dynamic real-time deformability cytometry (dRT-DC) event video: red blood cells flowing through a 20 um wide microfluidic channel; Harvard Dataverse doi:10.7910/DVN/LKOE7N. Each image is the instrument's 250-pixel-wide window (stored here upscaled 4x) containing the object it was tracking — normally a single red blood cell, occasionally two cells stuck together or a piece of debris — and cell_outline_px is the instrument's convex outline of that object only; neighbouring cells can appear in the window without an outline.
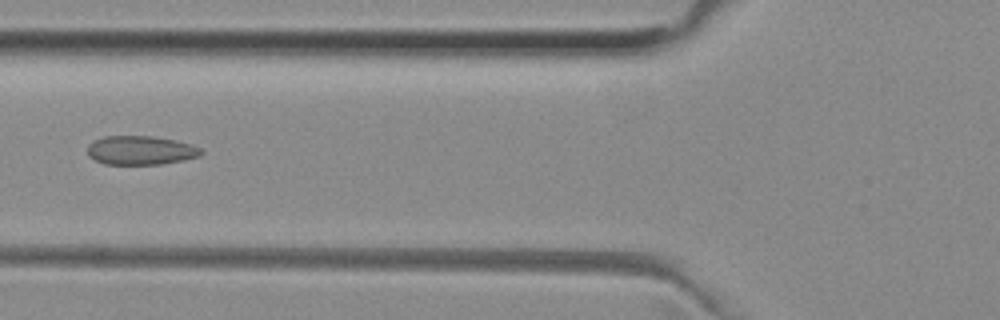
{"species": "common noctule bat (a hibernating species)", "species_latin": "Nyctalus noctula", "temperature_condition": "room temperature", "stored_images_in_passage": 7, "camera_frame_rate_fps": 3000, "um_per_image_px": 0.085, "animal": {"sex": "female", "body_mass_g": 29.2, "forearm_length_mm": 56.3}, "frame": {"image": 1, "passage_image": 5, "time_ms": 1.333, "image_size_px": [1000, 320], "cell_outline_px": [[204, 152], [200, 156], [184, 160], [160, 164], [104, 164], [88, 156], [88, 144], [104, 136], [152, 136], [176, 140], [192, 144], [200, 148]], "centroid_in_image_um": [11.98, 12.77], "position_along_channel_um": 113.8, "area_um2": 19.19}}
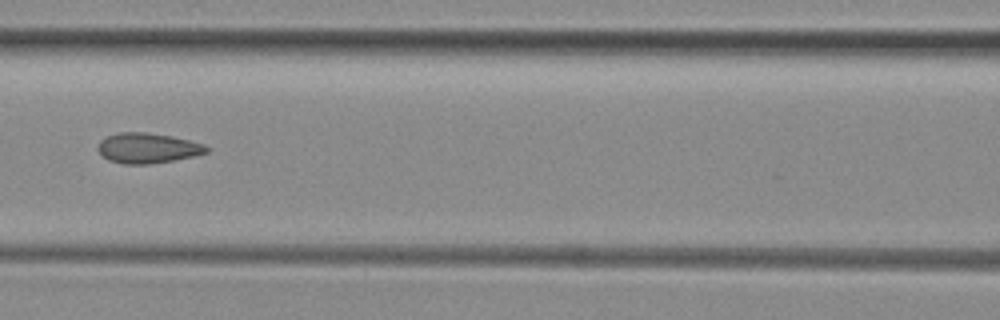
{"frame": {"image": 2, "passage_image": 6, "time_ms": 1.667, "image_size_px": [1000, 320], "cell_outline_px": [[212, 148], [208, 152], [196, 156], [148, 164], [124, 164], [108, 160], [96, 148], [100, 140], [108, 136], [120, 132], [148, 132], [172, 136], [204, 144]], "centroid_in_image_um": [12.58, 12.58], "position_along_channel_um": 154.0, "area_um2": 19.19}}
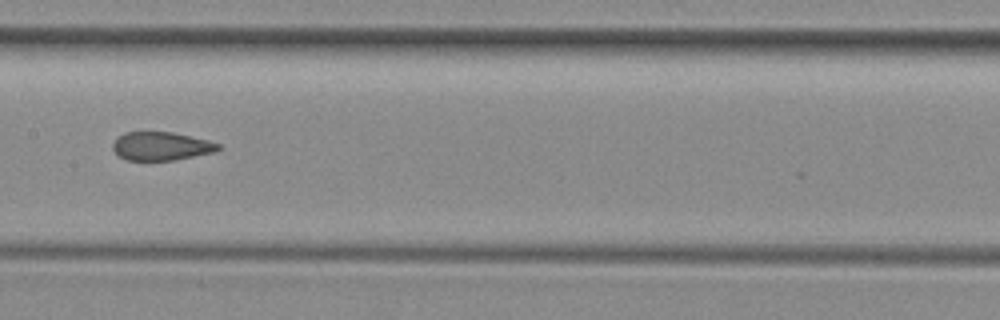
{"frame": {"image": 3, "passage_image": 7, "time_ms": 2.0, "image_size_px": [1000, 320], "cell_outline_px": [[220, 148], [216, 152], [176, 160], [128, 160], [120, 156], [112, 148], [112, 144], [124, 132], [172, 132], [208, 140], [220, 144]], "centroid_in_image_um": [13.74, 12.43], "position_along_channel_um": 193.7, "area_um2": 17.4}}